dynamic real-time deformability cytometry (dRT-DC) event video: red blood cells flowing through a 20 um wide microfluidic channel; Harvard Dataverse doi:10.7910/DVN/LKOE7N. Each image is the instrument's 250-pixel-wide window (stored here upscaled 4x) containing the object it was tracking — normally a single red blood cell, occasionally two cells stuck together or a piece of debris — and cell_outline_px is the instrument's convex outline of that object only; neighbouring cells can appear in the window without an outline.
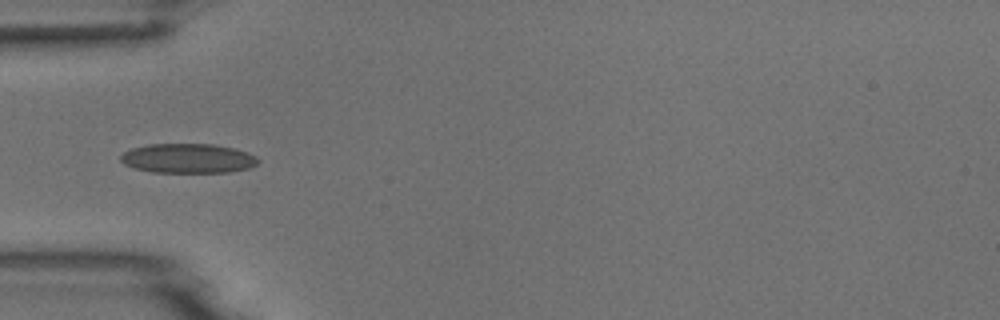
{"species": "common noctule bat (a hibernating species)", "species_latin": "Nyctalus noctula", "temperature_condition": "room temperature", "stored_images_in_passage": 8, "camera_frame_rate_fps": 3000, "um_per_image_px": 0.085, "animal": {"sex": "male", "body_mass_g": 18.8}, "frame": {"image": 1, "passage_image": 4, "time_ms": 3.333, "image_size_px": [1000, 320], "cell_outline_px": [[260, 160], [256, 164], [248, 168], [228, 172], [152, 172], [132, 168], [124, 164], [120, 160], [120, 156], [124, 152], [132, 148], [148, 144], [212, 144], [236, 148], [256, 156]], "centroid_in_image_um": [15.96, 13.46], "position_along_channel_um": 69.0, "area_um2": 23.7}}